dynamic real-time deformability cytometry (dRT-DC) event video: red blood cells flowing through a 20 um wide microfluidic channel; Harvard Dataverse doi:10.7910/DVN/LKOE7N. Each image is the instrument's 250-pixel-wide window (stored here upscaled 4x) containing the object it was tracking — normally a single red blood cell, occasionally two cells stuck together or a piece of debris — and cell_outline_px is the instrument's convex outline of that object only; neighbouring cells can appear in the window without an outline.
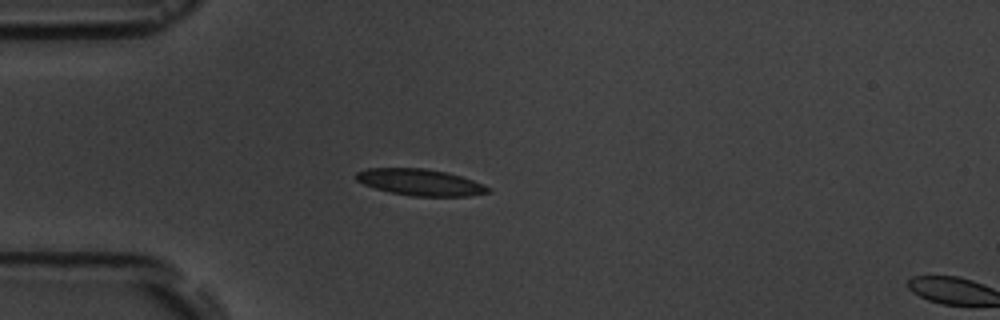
{"species": "common noctule bat (a hibernating species)", "species_latin": "Nyctalus noctula", "temperature_condition": "room temperature", "stored_images_in_passage": 2, "segment_of_instrument_passage": [1, 2], "camera_frame_rate_fps": 3000, "um_per_image_px": 0.085, "animal": {"sex": "male", "body_mass_g": 19.5, "forearm_length_mm": 54.6}, "frame": {"image": 1, "passage_image": 1, "time_ms": 0.0, "image_size_px": [1000, 320], "cell_outline_px": [[492, 192], [468, 196], [412, 196], [392, 192], [376, 188], [364, 184], [356, 180], [356, 172], [368, 168], [424, 168], [448, 172], [484, 184], [492, 188]], "centroid_in_image_um": [35.77, 15.49], "position_along_channel_um": 49.2, "area_um2": 20.35}}